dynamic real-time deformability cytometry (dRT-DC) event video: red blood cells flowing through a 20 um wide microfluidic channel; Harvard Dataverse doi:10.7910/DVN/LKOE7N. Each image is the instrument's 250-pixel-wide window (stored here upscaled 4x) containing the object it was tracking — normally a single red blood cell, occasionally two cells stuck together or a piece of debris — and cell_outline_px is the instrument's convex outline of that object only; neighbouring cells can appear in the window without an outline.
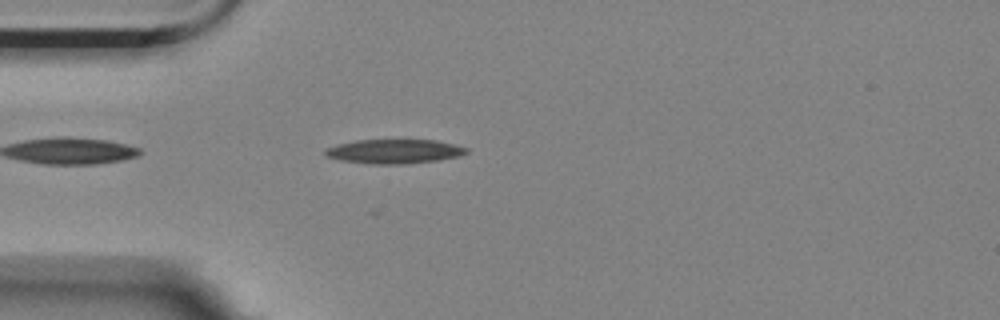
{"species": "Egyptian fruit bat (a non-hibernating species)", "species_latin": "Rousettus aegyptiacus", "temperature_condition": "room temperature", "stored_images_in_passage": 2, "camera_frame_rate_fps": 3000, "um_per_image_px": 0.085, "animal": {"sex": "female"}, "frame": {"image": 1, "passage_image": 2, "time_ms": 0.333, "image_size_px": [1000, 320], "cell_outline_px": [[468, 152], [460, 156], [440, 160], [404, 164], [372, 164], [340, 160], [324, 156], [324, 152], [328, 148], [340, 144], [356, 140], [436, 140], [468, 148]], "centroid_in_image_um": [33.53, 12.87], "position_along_channel_um": 51.5, "area_um2": 19.88}}